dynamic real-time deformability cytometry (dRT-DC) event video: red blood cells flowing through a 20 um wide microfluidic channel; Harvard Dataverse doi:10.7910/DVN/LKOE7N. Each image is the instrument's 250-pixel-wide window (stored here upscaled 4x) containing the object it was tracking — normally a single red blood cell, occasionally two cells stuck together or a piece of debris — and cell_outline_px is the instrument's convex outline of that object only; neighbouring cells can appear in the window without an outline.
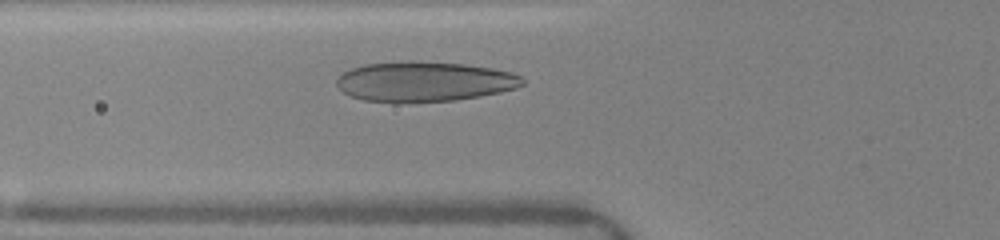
{"species": "human", "species_latin": "Homo sapiens", "temperature_condition": "warm", "stored_images_in_passage": 26, "camera_frame_rate_fps": 3000, "um_per_image_px": 0.085, "donor": {"sex": "female"}, "frame": {"image": 1, "passage_image": 7, "time_ms": 2.333, "image_size_px": [1000, 240], "cell_outline_px": [[524, 84], [516, 88], [500, 92], [480, 96], [456, 100], [396, 104], [364, 100], [352, 96], [344, 92], [336, 84], [336, 80], [344, 72], [352, 68], [364, 64], [408, 60], [412, 60], [464, 64], [492, 68], [512, 72], [520, 76], [524, 80]], "centroid_in_image_um": [36.06, 6.94], "position_along_channel_um": 89.7, "area_um2": 43.87}}
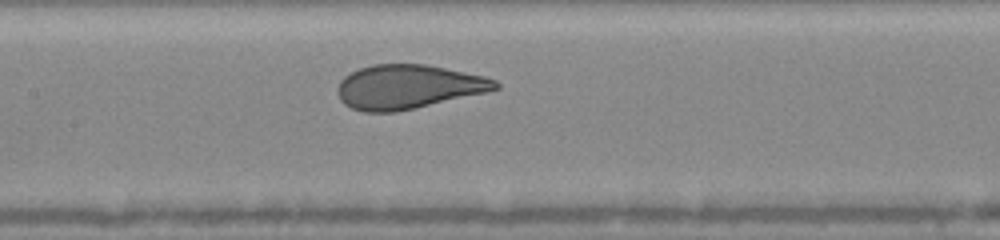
{"frame": {"image": 2, "passage_image": 12, "time_ms": 4.333, "image_size_px": [1000, 240], "cell_outline_px": [[500, 88], [488, 92], [396, 112], [364, 112], [352, 108], [344, 104], [340, 100], [336, 92], [336, 88], [340, 80], [344, 76], [360, 68], [372, 64], [424, 64], [484, 76], [496, 80], [500, 84]], "centroid_in_image_um": [34.67, 7.38], "position_along_channel_um": 172.7, "area_um2": 40.63}}
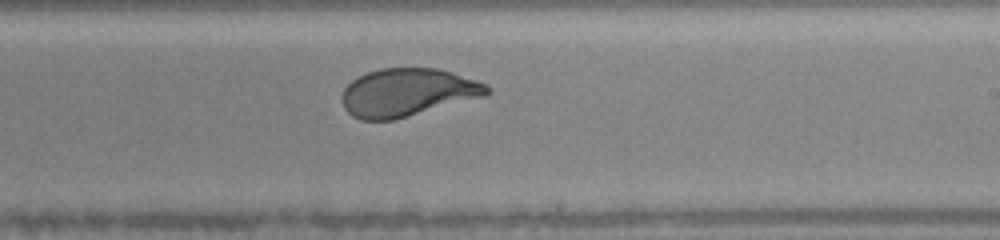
{"frame": {"image": 3, "passage_image": 20, "time_ms": 6.333, "image_size_px": [1000, 240], "cell_outline_px": [[492, 92], [484, 96], [392, 120], [360, 120], [352, 116], [344, 108], [344, 88], [352, 80], [368, 72], [380, 68], [440, 68], [488, 84]], "centroid_in_image_um": [34.66, 7.84], "position_along_channel_um": 254.3, "area_um2": 40.17}, "authors_computed_cell_mechanics": {"area_um2": 41.038, "velocity_mm_per_s": 4.1033, "shape_relaxation_time_tau1_ms": 3.1093, "shape_relaxation_time_tau2_ms": null, "deformation_change_tau1": 0.1505, "deformation_change_tau2": null}}